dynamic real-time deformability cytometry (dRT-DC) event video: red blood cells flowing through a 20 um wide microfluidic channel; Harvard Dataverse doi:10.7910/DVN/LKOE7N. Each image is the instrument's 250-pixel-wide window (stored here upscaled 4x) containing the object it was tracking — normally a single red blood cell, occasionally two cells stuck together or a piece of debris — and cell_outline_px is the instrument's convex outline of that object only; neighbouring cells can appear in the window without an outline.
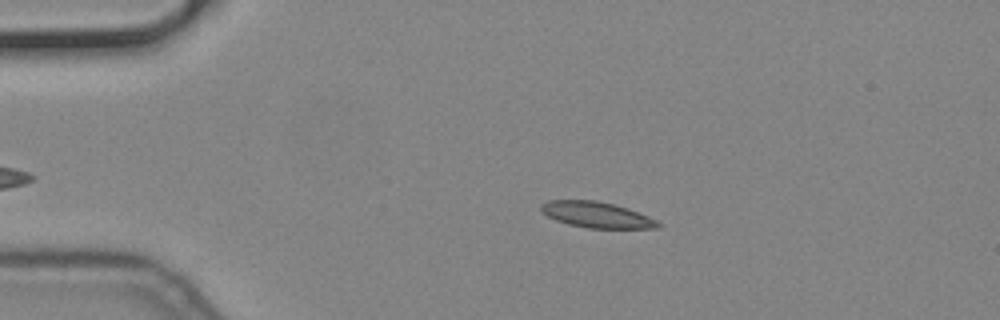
{"species": "common noctule bat (a hibernating species)", "species_latin": "Nyctalus noctula", "temperature_condition": "cold", "stored_images_in_passage": 47, "camera_frame_rate_fps": 3000, "um_per_image_px": 0.085, "animal": {"sex": "male", "body_mass_g": 19.2, "forearm_length_mm": 51.8}, "frame": {"image": 1, "passage_image": 9, "time_ms": 2.667, "image_size_px": [1000, 320], "cell_outline_px": [[660, 228], [588, 228], [568, 224], [556, 220], [548, 216], [540, 208], [540, 204], [548, 200], [596, 200], [616, 204], [628, 208], [648, 216], [656, 220], [660, 224]], "centroid_in_image_um": [50.71, 18.25], "position_along_channel_um": 34.3, "area_um2": 17.63}}
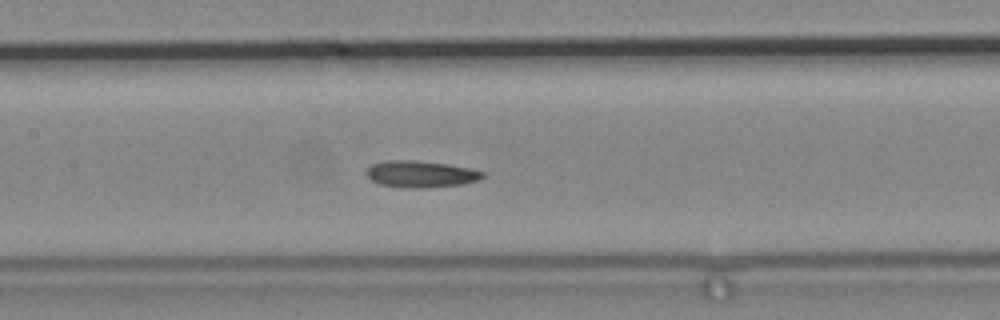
{"frame": {"image": 2, "passage_image": 24, "time_ms": 7.667, "image_size_px": [1000, 320], "cell_outline_px": [[484, 176], [480, 180], [460, 184], [420, 188], [380, 184], [372, 180], [364, 172], [372, 164], [384, 160], [416, 160], [448, 164], [468, 168], [484, 172]], "centroid_in_image_um": [35.75, 14.77], "position_along_channel_um": 171.6, "area_um2": 17.8}}
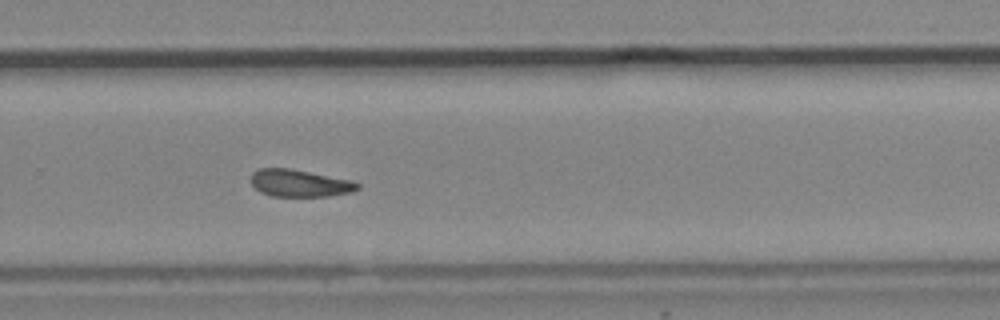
{"frame": {"image": 3, "passage_image": 35, "time_ms": 11.333, "image_size_px": [1000, 320], "cell_outline_px": [[360, 188], [352, 192], [328, 196], [272, 196], [260, 192], [252, 184], [252, 172], [260, 168], [292, 168], [352, 180], [360, 184]], "centroid_in_image_um": [25.5, 15.56], "position_along_channel_um": 304.3, "area_um2": 16.99}}